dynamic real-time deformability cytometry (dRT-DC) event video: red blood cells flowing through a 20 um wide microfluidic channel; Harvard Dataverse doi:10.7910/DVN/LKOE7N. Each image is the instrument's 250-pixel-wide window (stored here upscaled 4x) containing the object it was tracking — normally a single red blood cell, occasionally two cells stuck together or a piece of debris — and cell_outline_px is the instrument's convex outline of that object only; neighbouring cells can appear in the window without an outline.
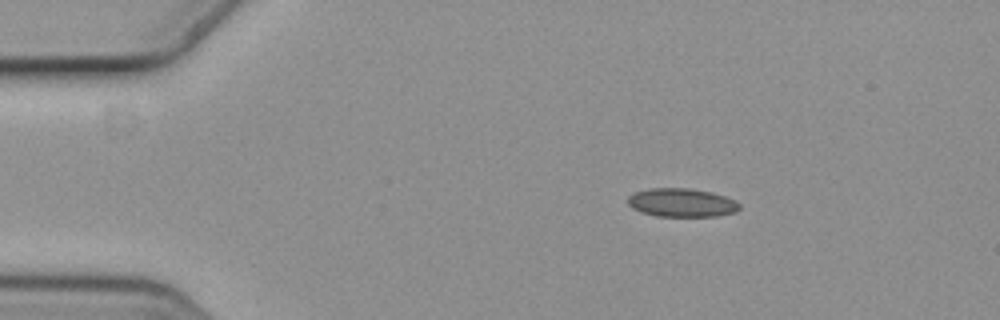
{"species": "common noctule bat (a hibernating species)", "species_latin": "Nyctalus noctula", "temperature_condition": "cold", "stored_images_in_passage": 3, "camera_frame_rate_fps": 3000, "um_per_image_px": 0.085, "animal": {"sex": "female", "body_mass_g": 19.3, "forearm_length_mm": 54.1}, "frame": {"image": 1, "passage_image": 1, "time_ms": 0.0, "image_size_px": [1000, 320], "cell_outline_px": [[740, 208], [736, 212], [716, 216], [656, 216], [640, 212], [632, 208], [628, 204], [628, 196], [636, 192], [648, 188], [688, 188], [712, 192], [724, 196], [740, 204]], "centroid_in_image_um": [57.92, 17.22], "position_along_channel_um": 27.1, "area_um2": 18.55}}